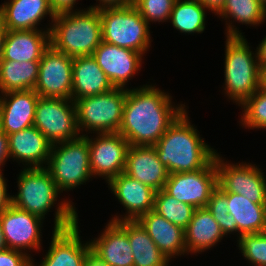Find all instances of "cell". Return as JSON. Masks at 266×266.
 Masks as SVG:
<instances>
[{"mask_svg":"<svg viewBox=\"0 0 266 266\" xmlns=\"http://www.w3.org/2000/svg\"><path fill=\"white\" fill-rule=\"evenodd\" d=\"M99 1V5L89 6L94 9H101L106 7H125L132 4V0H97Z\"/></svg>","mask_w":266,"mask_h":266,"instance_id":"cell-42","label":"cell"},{"mask_svg":"<svg viewBox=\"0 0 266 266\" xmlns=\"http://www.w3.org/2000/svg\"><path fill=\"white\" fill-rule=\"evenodd\" d=\"M118 223L128 233L134 266H168L170 260L158 249L137 220H122Z\"/></svg>","mask_w":266,"mask_h":266,"instance_id":"cell-27","label":"cell"},{"mask_svg":"<svg viewBox=\"0 0 266 266\" xmlns=\"http://www.w3.org/2000/svg\"><path fill=\"white\" fill-rule=\"evenodd\" d=\"M45 168L51 174L60 192L73 190L92 178L88 135L52 144Z\"/></svg>","mask_w":266,"mask_h":266,"instance_id":"cell-7","label":"cell"},{"mask_svg":"<svg viewBox=\"0 0 266 266\" xmlns=\"http://www.w3.org/2000/svg\"><path fill=\"white\" fill-rule=\"evenodd\" d=\"M71 202L64 200L57 205L51 245L38 266H83L90 243L82 244L78 213Z\"/></svg>","mask_w":266,"mask_h":266,"instance_id":"cell-5","label":"cell"},{"mask_svg":"<svg viewBox=\"0 0 266 266\" xmlns=\"http://www.w3.org/2000/svg\"><path fill=\"white\" fill-rule=\"evenodd\" d=\"M208 8L197 0H176L170 19L173 27L180 33H202Z\"/></svg>","mask_w":266,"mask_h":266,"instance_id":"cell-31","label":"cell"},{"mask_svg":"<svg viewBox=\"0 0 266 266\" xmlns=\"http://www.w3.org/2000/svg\"><path fill=\"white\" fill-rule=\"evenodd\" d=\"M115 88L93 56L73 57L72 100L108 92Z\"/></svg>","mask_w":266,"mask_h":266,"instance_id":"cell-25","label":"cell"},{"mask_svg":"<svg viewBox=\"0 0 266 266\" xmlns=\"http://www.w3.org/2000/svg\"><path fill=\"white\" fill-rule=\"evenodd\" d=\"M6 34H7V29L0 20V51H3Z\"/></svg>","mask_w":266,"mask_h":266,"instance_id":"cell-46","label":"cell"},{"mask_svg":"<svg viewBox=\"0 0 266 266\" xmlns=\"http://www.w3.org/2000/svg\"><path fill=\"white\" fill-rule=\"evenodd\" d=\"M184 232L187 254L204 252L225 237L218 222L206 207L194 210L192 219Z\"/></svg>","mask_w":266,"mask_h":266,"instance_id":"cell-26","label":"cell"},{"mask_svg":"<svg viewBox=\"0 0 266 266\" xmlns=\"http://www.w3.org/2000/svg\"><path fill=\"white\" fill-rule=\"evenodd\" d=\"M10 157L8 135L0 129V171ZM2 166V167H1Z\"/></svg>","mask_w":266,"mask_h":266,"instance_id":"cell-41","label":"cell"},{"mask_svg":"<svg viewBox=\"0 0 266 266\" xmlns=\"http://www.w3.org/2000/svg\"><path fill=\"white\" fill-rule=\"evenodd\" d=\"M176 0H132L142 18L149 22H166L170 19L171 11Z\"/></svg>","mask_w":266,"mask_h":266,"instance_id":"cell-36","label":"cell"},{"mask_svg":"<svg viewBox=\"0 0 266 266\" xmlns=\"http://www.w3.org/2000/svg\"><path fill=\"white\" fill-rule=\"evenodd\" d=\"M228 199L229 214L237 224L239 237L243 234L262 233L265 223L266 204L252 203L233 192H222Z\"/></svg>","mask_w":266,"mask_h":266,"instance_id":"cell-28","label":"cell"},{"mask_svg":"<svg viewBox=\"0 0 266 266\" xmlns=\"http://www.w3.org/2000/svg\"><path fill=\"white\" fill-rule=\"evenodd\" d=\"M83 266H109L96 251L90 246L86 250Z\"/></svg>","mask_w":266,"mask_h":266,"instance_id":"cell-39","label":"cell"},{"mask_svg":"<svg viewBox=\"0 0 266 266\" xmlns=\"http://www.w3.org/2000/svg\"><path fill=\"white\" fill-rule=\"evenodd\" d=\"M39 73V61H0V91L34 90Z\"/></svg>","mask_w":266,"mask_h":266,"instance_id":"cell-29","label":"cell"},{"mask_svg":"<svg viewBox=\"0 0 266 266\" xmlns=\"http://www.w3.org/2000/svg\"><path fill=\"white\" fill-rule=\"evenodd\" d=\"M256 54L260 68H266V36L256 48Z\"/></svg>","mask_w":266,"mask_h":266,"instance_id":"cell-43","label":"cell"},{"mask_svg":"<svg viewBox=\"0 0 266 266\" xmlns=\"http://www.w3.org/2000/svg\"><path fill=\"white\" fill-rule=\"evenodd\" d=\"M195 208L184 202L177 201L164 189L156 191L154 211L166 220L185 230L192 219Z\"/></svg>","mask_w":266,"mask_h":266,"instance_id":"cell-32","label":"cell"},{"mask_svg":"<svg viewBox=\"0 0 266 266\" xmlns=\"http://www.w3.org/2000/svg\"><path fill=\"white\" fill-rule=\"evenodd\" d=\"M0 129L7 135L33 126L39 95L34 90L2 93Z\"/></svg>","mask_w":266,"mask_h":266,"instance_id":"cell-19","label":"cell"},{"mask_svg":"<svg viewBox=\"0 0 266 266\" xmlns=\"http://www.w3.org/2000/svg\"><path fill=\"white\" fill-rule=\"evenodd\" d=\"M6 179L3 176L2 171H0V213L6 210L11 204V195L7 193Z\"/></svg>","mask_w":266,"mask_h":266,"instance_id":"cell-38","label":"cell"},{"mask_svg":"<svg viewBox=\"0 0 266 266\" xmlns=\"http://www.w3.org/2000/svg\"><path fill=\"white\" fill-rule=\"evenodd\" d=\"M260 2L266 8V0H260Z\"/></svg>","mask_w":266,"mask_h":266,"instance_id":"cell-49","label":"cell"},{"mask_svg":"<svg viewBox=\"0 0 266 266\" xmlns=\"http://www.w3.org/2000/svg\"><path fill=\"white\" fill-rule=\"evenodd\" d=\"M126 88L112 90L75 101L80 131L117 133L122 123Z\"/></svg>","mask_w":266,"mask_h":266,"instance_id":"cell-8","label":"cell"},{"mask_svg":"<svg viewBox=\"0 0 266 266\" xmlns=\"http://www.w3.org/2000/svg\"><path fill=\"white\" fill-rule=\"evenodd\" d=\"M8 141L11 158L26 168L46 167L52 143L34 125L9 134Z\"/></svg>","mask_w":266,"mask_h":266,"instance_id":"cell-21","label":"cell"},{"mask_svg":"<svg viewBox=\"0 0 266 266\" xmlns=\"http://www.w3.org/2000/svg\"><path fill=\"white\" fill-rule=\"evenodd\" d=\"M224 20H229L226 29V36H242L241 31L232 25V20L241 24L259 25L265 22L266 8L260 0H226L222 8L216 13ZM231 17V21H230ZM228 18V19H227ZM238 29V30H237Z\"/></svg>","mask_w":266,"mask_h":266,"instance_id":"cell-30","label":"cell"},{"mask_svg":"<svg viewBox=\"0 0 266 266\" xmlns=\"http://www.w3.org/2000/svg\"><path fill=\"white\" fill-rule=\"evenodd\" d=\"M4 249H7V244H6V240L4 237V233H3L2 225L0 221V251Z\"/></svg>","mask_w":266,"mask_h":266,"instance_id":"cell-47","label":"cell"},{"mask_svg":"<svg viewBox=\"0 0 266 266\" xmlns=\"http://www.w3.org/2000/svg\"><path fill=\"white\" fill-rule=\"evenodd\" d=\"M238 238V249L243 257L254 266H266V235L243 234Z\"/></svg>","mask_w":266,"mask_h":266,"instance_id":"cell-35","label":"cell"},{"mask_svg":"<svg viewBox=\"0 0 266 266\" xmlns=\"http://www.w3.org/2000/svg\"><path fill=\"white\" fill-rule=\"evenodd\" d=\"M243 110L240 123L250 129H266V92L258 89L240 105Z\"/></svg>","mask_w":266,"mask_h":266,"instance_id":"cell-33","label":"cell"},{"mask_svg":"<svg viewBox=\"0 0 266 266\" xmlns=\"http://www.w3.org/2000/svg\"><path fill=\"white\" fill-rule=\"evenodd\" d=\"M99 238L91 239L90 246L109 266H134V257L127 231L110 221Z\"/></svg>","mask_w":266,"mask_h":266,"instance_id":"cell-24","label":"cell"},{"mask_svg":"<svg viewBox=\"0 0 266 266\" xmlns=\"http://www.w3.org/2000/svg\"><path fill=\"white\" fill-rule=\"evenodd\" d=\"M256 164L224 162L215 154V166L218 176V189L221 192H233L249 199L252 203L266 204V178Z\"/></svg>","mask_w":266,"mask_h":266,"instance_id":"cell-11","label":"cell"},{"mask_svg":"<svg viewBox=\"0 0 266 266\" xmlns=\"http://www.w3.org/2000/svg\"><path fill=\"white\" fill-rule=\"evenodd\" d=\"M226 37L224 92L239 106L259 89L260 66L243 35Z\"/></svg>","mask_w":266,"mask_h":266,"instance_id":"cell-4","label":"cell"},{"mask_svg":"<svg viewBox=\"0 0 266 266\" xmlns=\"http://www.w3.org/2000/svg\"><path fill=\"white\" fill-rule=\"evenodd\" d=\"M33 125L52 143L79 138L76 104L64 98L40 97Z\"/></svg>","mask_w":266,"mask_h":266,"instance_id":"cell-10","label":"cell"},{"mask_svg":"<svg viewBox=\"0 0 266 266\" xmlns=\"http://www.w3.org/2000/svg\"><path fill=\"white\" fill-rule=\"evenodd\" d=\"M227 197L217 188L211 195L206 208L218 222L224 235L238 232L235 218L229 214Z\"/></svg>","mask_w":266,"mask_h":266,"instance_id":"cell-34","label":"cell"},{"mask_svg":"<svg viewBox=\"0 0 266 266\" xmlns=\"http://www.w3.org/2000/svg\"><path fill=\"white\" fill-rule=\"evenodd\" d=\"M17 179L19 190L11 196L12 205L44 220L61 193L51 174L45 167H24Z\"/></svg>","mask_w":266,"mask_h":266,"instance_id":"cell-9","label":"cell"},{"mask_svg":"<svg viewBox=\"0 0 266 266\" xmlns=\"http://www.w3.org/2000/svg\"><path fill=\"white\" fill-rule=\"evenodd\" d=\"M88 137L90 167L94 177H104L106 182L125 170L129 142L119 133H97Z\"/></svg>","mask_w":266,"mask_h":266,"instance_id":"cell-14","label":"cell"},{"mask_svg":"<svg viewBox=\"0 0 266 266\" xmlns=\"http://www.w3.org/2000/svg\"><path fill=\"white\" fill-rule=\"evenodd\" d=\"M53 23V24H52ZM50 25V44L71 57L92 56L102 42V24L98 9L56 14Z\"/></svg>","mask_w":266,"mask_h":266,"instance_id":"cell-3","label":"cell"},{"mask_svg":"<svg viewBox=\"0 0 266 266\" xmlns=\"http://www.w3.org/2000/svg\"><path fill=\"white\" fill-rule=\"evenodd\" d=\"M137 221L169 260L186 254L185 232L181 227L172 224L154 210L143 214Z\"/></svg>","mask_w":266,"mask_h":266,"instance_id":"cell-23","label":"cell"},{"mask_svg":"<svg viewBox=\"0 0 266 266\" xmlns=\"http://www.w3.org/2000/svg\"><path fill=\"white\" fill-rule=\"evenodd\" d=\"M47 15L54 20L56 14L49 0H8L0 5V20L7 30H37Z\"/></svg>","mask_w":266,"mask_h":266,"instance_id":"cell-20","label":"cell"},{"mask_svg":"<svg viewBox=\"0 0 266 266\" xmlns=\"http://www.w3.org/2000/svg\"><path fill=\"white\" fill-rule=\"evenodd\" d=\"M1 93V92H0ZM2 95L0 96V108H1Z\"/></svg>","mask_w":266,"mask_h":266,"instance_id":"cell-51","label":"cell"},{"mask_svg":"<svg viewBox=\"0 0 266 266\" xmlns=\"http://www.w3.org/2000/svg\"><path fill=\"white\" fill-rule=\"evenodd\" d=\"M259 89L266 92V68H260Z\"/></svg>","mask_w":266,"mask_h":266,"instance_id":"cell-45","label":"cell"},{"mask_svg":"<svg viewBox=\"0 0 266 266\" xmlns=\"http://www.w3.org/2000/svg\"><path fill=\"white\" fill-rule=\"evenodd\" d=\"M2 54H3V51H0V61L2 59Z\"/></svg>","mask_w":266,"mask_h":266,"instance_id":"cell-50","label":"cell"},{"mask_svg":"<svg viewBox=\"0 0 266 266\" xmlns=\"http://www.w3.org/2000/svg\"><path fill=\"white\" fill-rule=\"evenodd\" d=\"M52 10L55 14L74 11V5L77 0H49Z\"/></svg>","mask_w":266,"mask_h":266,"instance_id":"cell-40","label":"cell"},{"mask_svg":"<svg viewBox=\"0 0 266 266\" xmlns=\"http://www.w3.org/2000/svg\"><path fill=\"white\" fill-rule=\"evenodd\" d=\"M169 93L152 85L127 89L119 133L134 146H154L186 109L174 106Z\"/></svg>","mask_w":266,"mask_h":266,"instance_id":"cell-1","label":"cell"},{"mask_svg":"<svg viewBox=\"0 0 266 266\" xmlns=\"http://www.w3.org/2000/svg\"><path fill=\"white\" fill-rule=\"evenodd\" d=\"M42 30H7L1 60L40 61L43 53L51 45L50 28Z\"/></svg>","mask_w":266,"mask_h":266,"instance_id":"cell-22","label":"cell"},{"mask_svg":"<svg viewBox=\"0 0 266 266\" xmlns=\"http://www.w3.org/2000/svg\"><path fill=\"white\" fill-rule=\"evenodd\" d=\"M217 187L218 176L214 157L203 169L169 174L163 189L177 201L198 209L207 206Z\"/></svg>","mask_w":266,"mask_h":266,"instance_id":"cell-12","label":"cell"},{"mask_svg":"<svg viewBox=\"0 0 266 266\" xmlns=\"http://www.w3.org/2000/svg\"><path fill=\"white\" fill-rule=\"evenodd\" d=\"M2 230L7 248L23 251L41 248V223L43 219L10 205L0 213ZM22 249V250H21Z\"/></svg>","mask_w":266,"mask_h":266,"instance_id":"cell-15","label":"cell"},{"mask_svg":"<svg viewBox=\"0 0 266 266\" xmlns=\"http://www.w3.org/2000/svg\"><path fill=\"white\" fill-rule=\"evenodd\" d=\"M202 5L206 6L208 10L213 11L212 13H216L222 8L226 0H197Z\"/></svg>","mask_w":266,"mask_h":266,"instance_id":"cell-44","label":"cell"},{"mask_svg":"<svg viewBox=\"0 0 266 266\" xmlns=\"http://www.w3.org/2000/svg\"><path fill=\"white\" fill-rule=\"evenodd\" d=\"M107 183L127 211L124 217H112L111 221L137 220L143 214L154 210L156 191L150 186L139 182L124 172L111 178Z\"/></svg>","mask_w":266,"mask_h":266,"instance_id":"cell-16","label":"cell"},{"mask_svg":"<svg viewBox=\"0 0 266 266\" xmlns=\"http://www.w3.org/2000/svg\"><path fill=\"white\" fill-rule=\"evenodd\" d=\"M262 233H263L264 235H266V215H265V223H264V228H263Z\"/></svg>","mask_w":266,"mask_h":266,"instance_id":"cell-48","label":"cell"},{"mask_svg":"<svg viewBox=\"0 0 266 266\" xmlns=\"http://www.w3.org/2000/svg\"><path fill=\"white\" fill-rule=\"evenodd\" d=\"M189 120L185 109L154 145L169 174L203 169L217 153Z\"/></svg>","mask_w":266,"mask_h":266,"instance_id":"cell-2","label":"cell"},{"mask_svg":"<svg viewBox=\"0 0 266 266\" xmlns=\"http://www.w3.org/2000/svg\"><path fill=\"white\" fill-rule=\"evenodd\" d=\"M73 57L56 51L51 45L39 61L34 91L40 97L72 100Z\"/></svg>","mask_w":266,"mask_h":266,"instance_id":"cell-13","label":"cell"},{"mask_svg":"<svg viewBox=\"0 0 266 266\" xmlns=\"http://www.w3.org/2000/svg\"><path fill=\"white\" fill-rule=\"evenodd\" d=\"M124 173L159 191L164 188L169 177L154 146L130 145L126 155Z\"/></svg>","mask_w":266,"mask_h":266,"instance_id":"cell-18","label":"cell"},{"mask_svg":"<svg viewBox=\"0 0 266 266\" xmlns=\"http://www.w3.org/2000/svg\"><path fill=\"white\" fill-rule=\"evenodd\" d=\"M92 56L114 87L125 88L141 69L143 54L102 41Z\"/></svg>","mask_w":266,"mask_h":266,"instance_id":"cell-17","label":"cell"},{"mask_svg":"<svg viewBox=\"0 0 266 266\" xmlns=\"http://www.w3.org/2000/svg\"><path fill=\"white\" fill-rule=\"evenodd\" d=\"M98 10L103 42L145 54L151 46L150 27L133 4Z\"/></svg>","mask_w":266,"mask_h":266,"instance_id":"cell-6","label":"cell"},{"mask_svg":"<svg viewBox=\"0 0 266 266\" xmlns=\"http://www.w3.org/2000/svg\"><path fill=\"white\" fill-rule=\"evenodd\" d=\"M31 258L30 254L7 248L0 251V266H32Z\"/></svg>","mask_w":266,"mask_h":266,"instance_id":"cell-37","label":"cell"}]
</instances>
